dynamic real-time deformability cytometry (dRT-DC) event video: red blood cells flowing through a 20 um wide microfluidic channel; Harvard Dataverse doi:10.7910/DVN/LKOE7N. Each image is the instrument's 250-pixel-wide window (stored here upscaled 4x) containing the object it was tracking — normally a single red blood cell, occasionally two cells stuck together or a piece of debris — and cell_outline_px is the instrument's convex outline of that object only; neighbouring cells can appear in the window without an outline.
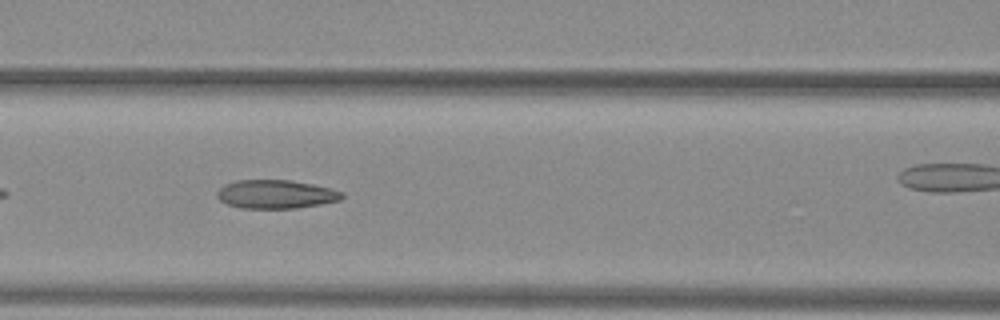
{"species": "common noctule bat (a hibernating species)", "species_latin": "Nyctalus noctula", "temperature_condition": "warm", "stored_images_in_passage": 27, "camera_frame_rate_fps": 3000, "um_per_image_px": 0.085, "animal": {"sex": "female", "body_mass_g": 29.2, "forearm_length_mm": 56.3}, "frame": {"image": 1, "passage_image": 8, "time_ms": 2.333, "image_size_px": [1000, 320], "cell_outline_px": [[344, 196], [340, 200], [320, 204], [296, 208], [240, 208], [228, 204], [220, 200], [216, 196], [216, 192], [224, 184], [236, 180], [288, 180], [312, 184], [332, 188], [344, 192]], "centroid_in_image_um": [23.45, 16.5], "position_along_channel_um": 143.2, "area_um2": 20.87}}
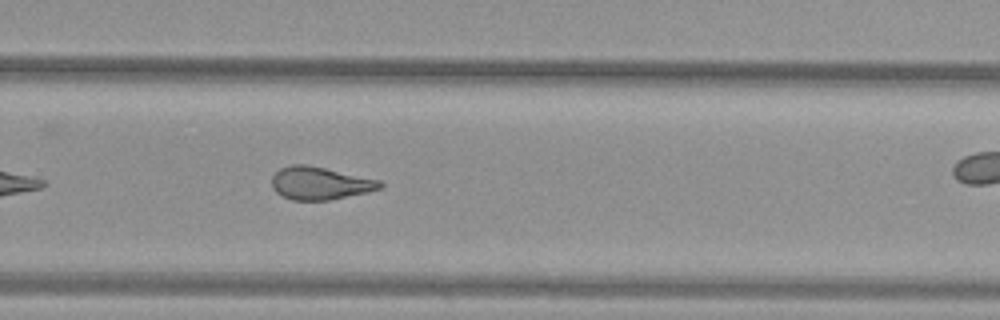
{"frame": {"image": 2, "passage_image": 20, "time_ms": 6.333, "image_size_px": [1000, 320], "cell_outline_px": [[384, 188], [368, 192], [332, 200], [292, 200], [276, 192], [272, 188], [272, 176], [280, 168], [292, 164], [304, 164], [324, 168], [380, 180], [384, 184]], "centroid_in_image_um": [27.22, 15.58], "position_along_channel_um": 302.6, "area_um2": 20.69}}
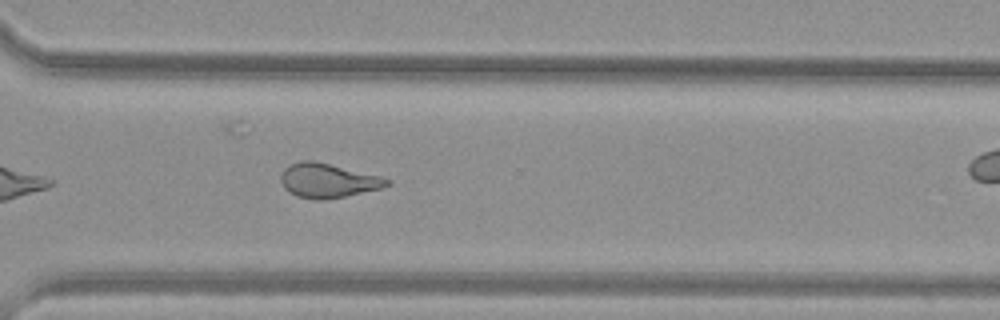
{"frame": {"image": 3, "passage_image": 23, "time_ms": 7.333, "image_size_px": [1000, 320], "cell_outline_px": [[392, 184], [384, 188], [324, 200], [316, 200], [296, 196], [288, 192], [284, 188], [280, 180], [280, 176], [284, 168], [288, 164], [300, 160], [312, 160], [380, 176], [392, 180]], "centroid_in_image_um": [27.85, 15.35], "position_along_channel_um": 342.7, "area_um2": 21.39}}